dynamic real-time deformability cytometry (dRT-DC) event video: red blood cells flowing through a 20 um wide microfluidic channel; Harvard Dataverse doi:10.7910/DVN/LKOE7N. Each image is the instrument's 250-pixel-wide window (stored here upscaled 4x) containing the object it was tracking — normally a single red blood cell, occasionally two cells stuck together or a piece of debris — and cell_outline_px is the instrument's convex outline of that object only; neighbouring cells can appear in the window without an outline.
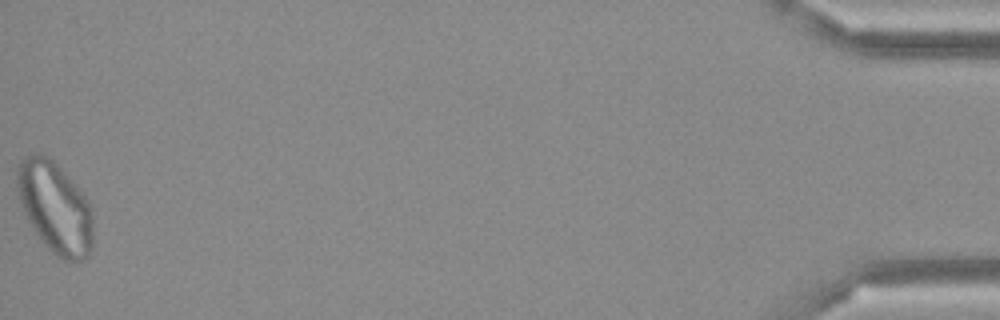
{"species": "Egyptian fruit bat (a non-hibernating species)", "species_latin": "Rousettus aegyptiacus", "temperature_condition": "cold", "stored_images_in_passage": 46, "camera_frame_rate_fps": 3000, "um_per_image_px": 0.085, "frame": {"image": 1, "passage_image": 46, "time_ms": 15.0, "image_size_px": [1000, 320], "cell_outline_px": [[92, 248], [88, 256], [84, 260], [64, 260], [52, 252], [44, 244], [28, 220], [24, 212], [16, 192], [16, 172], [20, 160], [36, 152], [52, 160], [64, 172], [88, 200], [92, 212]], "centroid_in_image_um": [4.67, 17.64], "position_along_channel_um": 430.5, "area_um2": 40.11}}